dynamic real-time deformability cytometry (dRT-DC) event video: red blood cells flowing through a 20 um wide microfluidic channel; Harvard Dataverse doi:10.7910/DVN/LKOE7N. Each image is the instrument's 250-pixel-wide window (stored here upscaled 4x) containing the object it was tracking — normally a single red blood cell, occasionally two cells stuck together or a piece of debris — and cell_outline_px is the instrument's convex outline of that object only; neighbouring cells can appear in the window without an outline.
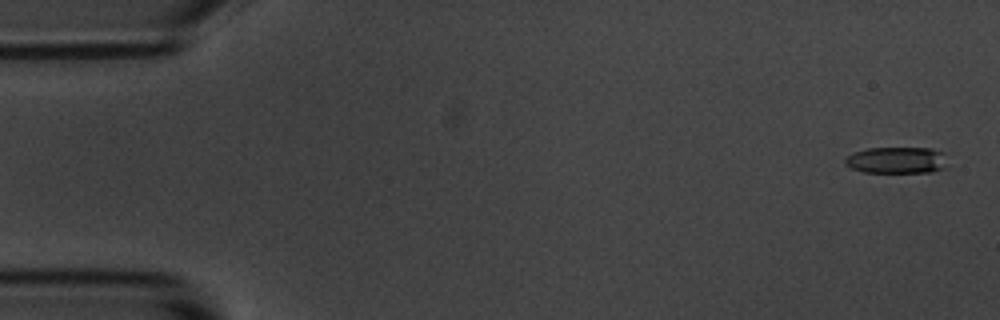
{"species": "common noctule bat (a hibernating species)", "species_latin": "Nyctalus noctula", "temperature_condition": "room temperature", "stored_images_in_passage": 5, "camera_frame_rate_fps": 3000, "um_per_image_px": 0.085, "animal": {"sex": "male", "body_mass_g": 20.1, "forearm_length_mm": 53.5}, "frame": {"image": 1, "passage_image": 1, "time_ms": 0.0, "image_size_px": [1000, 320], "cell_outline_px": [[948, 168], [932, 172], [864, 172], [852, 168], [844, 164], [844, 160], [852, 152], [868, 148], [932, 148], [944, 152]], "centroid_in_image_um": [76.26, 13.61], "position_along_channel_um": 8.7, "area_um2": 16.07}}
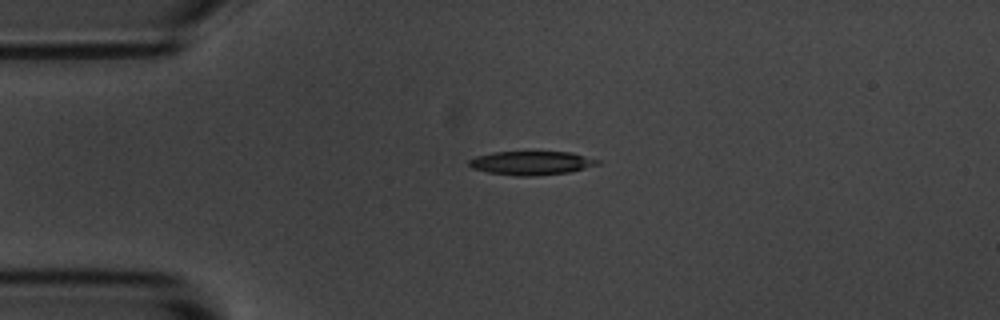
{"frame": {"image": 2, "passage_image": 4, "time_ms": 3.667, "image_size_px": [1000, 320], "cell_outline_px": [[600, 164], [568, 172], [532, 176], [516, 176], [488, 172], [472, 168], [468, 164], [468, 160], [476, 156], [492, 152], [572, 152], [600, 160]], "centroid_in_image_um": [45.15, 13.85], "position_along_channel_um": 39.8, "area_um2": 17.74}}